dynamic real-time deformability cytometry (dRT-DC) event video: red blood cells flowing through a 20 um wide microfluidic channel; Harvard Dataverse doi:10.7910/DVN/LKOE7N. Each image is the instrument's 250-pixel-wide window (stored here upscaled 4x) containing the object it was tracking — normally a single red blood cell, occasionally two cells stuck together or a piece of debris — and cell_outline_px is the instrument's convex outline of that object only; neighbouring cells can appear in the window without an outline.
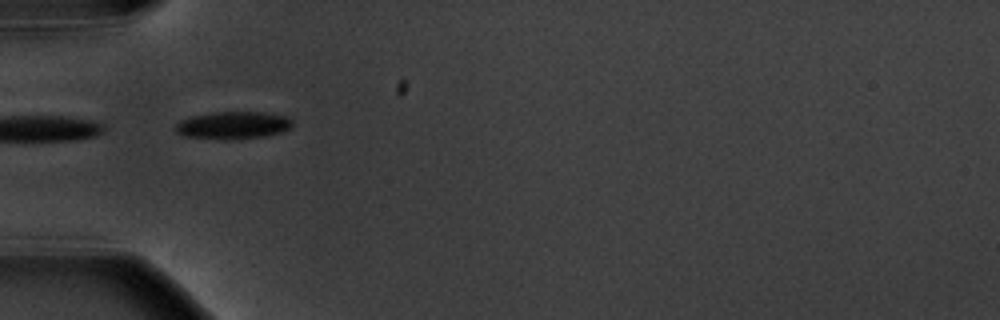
{"species": "common noctule bat (a hibernating species)", "species_latin": "Nyctalus noctula", "temperature_condition": "warm", "stored_images_in_passage": 4, "camera_frame_rate_fps": 3000, "um_per_image_px": 0.085, "animal": {"sex": "male", "body_mass_g": 20.1, "forearm_length_mm": 53.5}, "frame": {"image": 1, "passage_image": 3, "time_ms": 2.333, "image_size_px": [1000, 320], "cell_outline_px": [[292, 124], [288, 128], [280, 132], [264, 136], [236, 140], [224, 140], [184, 136], [176, 132], [176, 124], [180, 120], [192, 116], [212, 112], [264, 112], [288, 116], [292, 120]], "centroid_in_image_um": [19.8, 10.65], "position_along_channel_um": 65.2, "area_um2": 18.84}}